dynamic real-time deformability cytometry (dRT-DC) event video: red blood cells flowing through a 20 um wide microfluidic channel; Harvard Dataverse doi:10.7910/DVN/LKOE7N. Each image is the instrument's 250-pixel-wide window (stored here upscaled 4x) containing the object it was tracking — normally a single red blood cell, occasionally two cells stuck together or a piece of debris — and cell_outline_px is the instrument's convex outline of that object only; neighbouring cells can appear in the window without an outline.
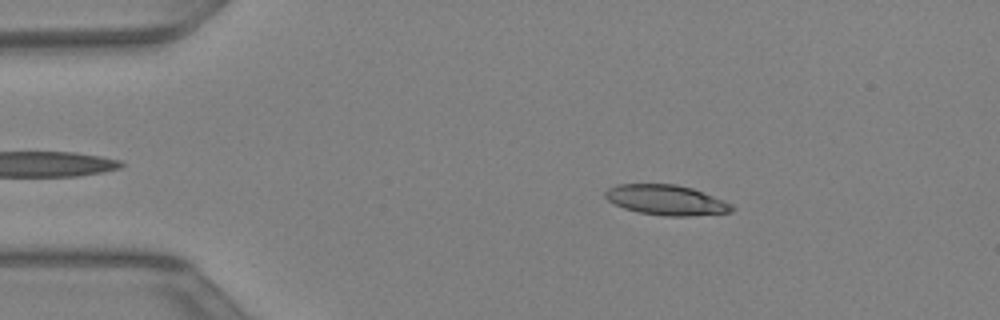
{"species": "Egyptian fruit bat (a non-hibernating species)", "species_latin": "Rousettus aegyptiacus", "temperature_condition": "warm", "stored_images_in_passage": 42, "camera_frame_rate_fps": 3000, "um_per_image_px": 0.085, "animal": {"sex": "female"}, "frame": {"image": 1, "passage_image": 7, "time_ms": 2.0, "image_size_px": [1000, 320], "cell_outline_px": [[736, 208], [732, 212], [688, 216], [664, 216], [640, 212], [624, 208], [608, 200], [604, 196], [604, 192], [608, 188], [616, 184], [676, 184], [692, 188], [724, 200], [732, 204]], "centroid_in_image_um": [56.65, 17.0], "position_along_channel_um": 28.4, "area_um2": 22.25}}
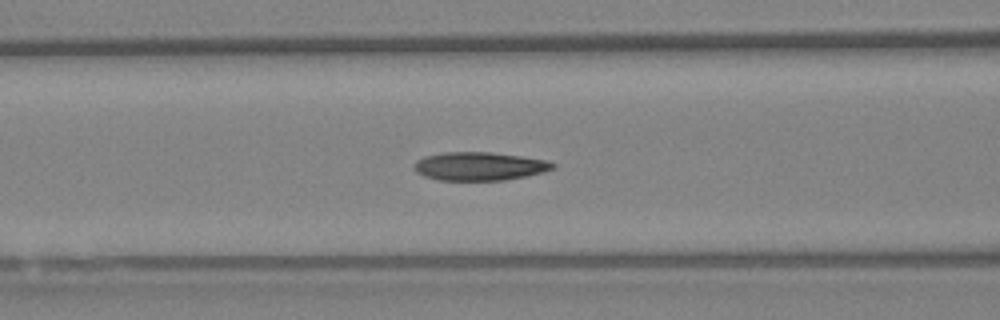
{"frame": {"image": 2, "passage_image": 17, "time_ms": 5.333, "image_size_px": [1000, 320], "cell_outline_px": [[556, 168], [544, 172], [504, 180], [436, 180], [424, 176], [416, 172], [412, 164], [416, 160], [424, 156], [444, 152], [488, 152], [520, 156], [544, 160], [556, 164]], "centroid_in_image_um": [40.7, 14.13], "position_along_channel_um": 125.9, "area_um2": 22.95}}
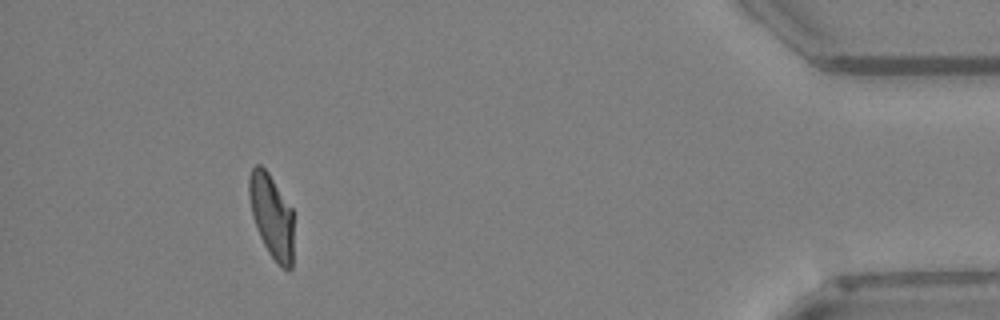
{"frame": {"image": 3, "passage_image": 39, "time_ms": 12.667, "image_size_px": [1000, 320], "cell_outline_px": [[292, 268], [288, 272], [268, 252], [256, 228], [252, 216], [248, 196], [248, 176], [252, 168], [256, 164], [260, 164], [268, 172], [292, 208]], "centroid_in_image_um": [23.06, 18.32], "position_along_channel_um": 412.1, "area_um2": 21.68}}